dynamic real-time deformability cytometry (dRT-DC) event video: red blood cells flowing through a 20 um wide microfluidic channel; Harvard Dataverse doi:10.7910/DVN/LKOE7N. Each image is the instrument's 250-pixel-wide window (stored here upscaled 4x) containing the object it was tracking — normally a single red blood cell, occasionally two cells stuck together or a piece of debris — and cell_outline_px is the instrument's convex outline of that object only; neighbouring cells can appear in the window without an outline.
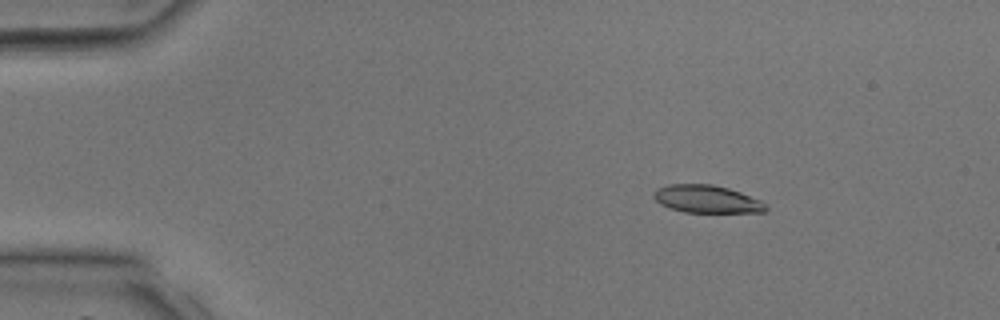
{"species": "common noctule bat (a hibernating species)", "species_latin": "Nyctalus noctula", "temperature_condition": "room temperature", "stored_images_in_passage": 39, "camera_frame_rate_fps": 3000, "um_per_image_px": 0.085, "animal": {"sex": "male", "body_mass_g": 17.9, "forearm_length_mm": 54.2}, "frame": {"image": 1, "passage_image": 6, "time_ms": 1.667, "image_size_px": [1000, 320], "cell_outline_px": [[768, 208], [764, 212], [684, 212], [668, 208], [660, 204], [652, 196], [652, 192], [656, 188], [668, 184], [712, 184], [728, 188], [740, 192], [760, 200]], "centroid_in_image_um": [60.01, 16.91], "position_along_channel_um": 25.0, "area_um2": 18.15}}
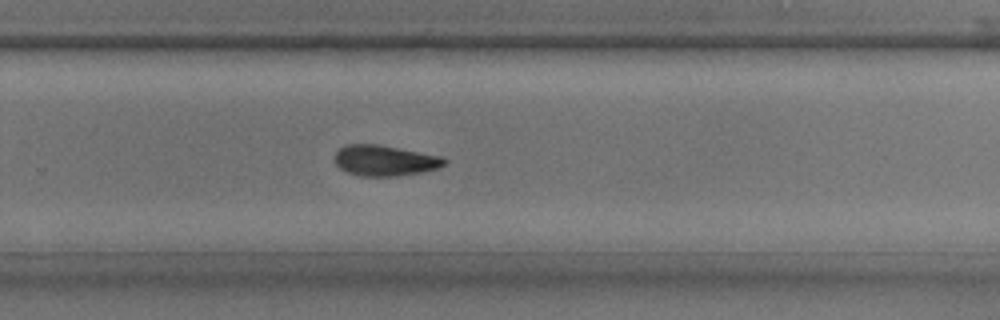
{"frame": {"image": 2, "passage_image": 26, "time_ms": 8.333, "image_size_px": [1000, 320], "cell_outline_px": [[448, 160], [444, 164], [436, 168], [420, 172], [396, 176], [360, 176], [348, 172], [340, 168], [336, 164], [336, 152], [344, 144], [380, 144], [444, 156]], "centroid_in_image_um": [32.72, 13.63], "position_along_channel_um": 297.1, "area_um2": 19.65}}
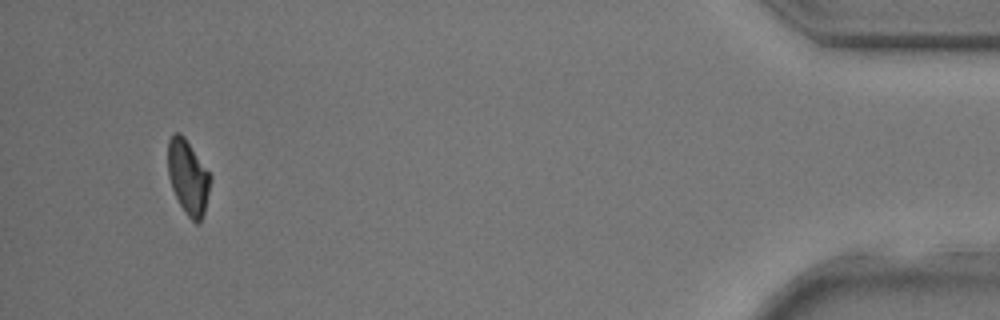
{"frame": {"image": 3, "passage_image": 37, "time_ms": 12.0, "image_size_px": [1000, 320], "cell_outline_px": [[212, 180], [204, 212], [200, 220], [196, 224], [184, 212], [172, 188], [168, 176], [168, 140], [176, 132], [180, 132], [184, 136], [212, 176]], "centroid_in_image_um": [15.99, 15.05], "position_along_channel_um": 419.2, "area_um2": 18.38}}